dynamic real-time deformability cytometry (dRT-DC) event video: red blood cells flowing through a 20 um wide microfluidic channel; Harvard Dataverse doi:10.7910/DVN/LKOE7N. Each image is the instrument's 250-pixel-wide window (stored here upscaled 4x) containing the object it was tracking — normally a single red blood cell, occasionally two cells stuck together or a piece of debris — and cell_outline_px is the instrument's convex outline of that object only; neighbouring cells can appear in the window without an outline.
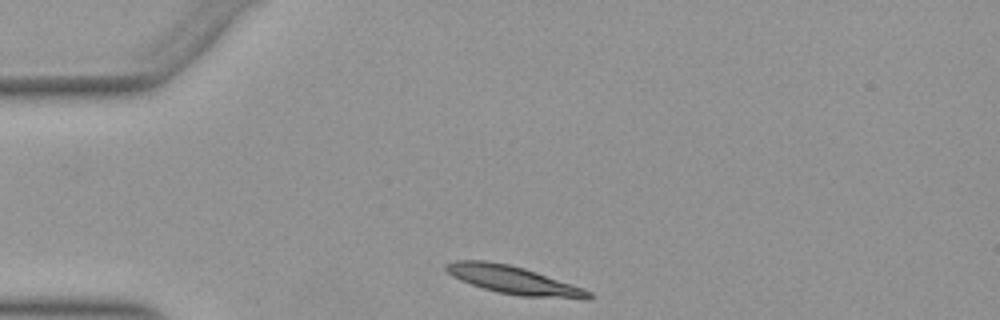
{"species": "Egyptian fruit bat (a non-hibernating species)", "species_latin": "Rousettus aegyptiacus", "temperature_condition": "warm", "stored_images_in_passage": 31, "camera_frame_rate_fps": 3000, "um_per_image_px": 0.085, "animal": {"sex": "female"}, "frame": {"image": 1, "passage_image": 1, "time_ms": 0.0, "image_size_px": [1000, 320], "cell_outline_px": [[592, 296], [588, 300], [584, 300], [520, 296], [496, 292], [460, 280], [452, 276], [444, 268], [444, 264], [456, 260], [484, 260], [508, 264], [524, 268], [584, 288], [592, 292]], "centroid_in_image_um": [43.69, 23.82], "position_along_channel_um": 41.3, "area_um2": 23.47}}
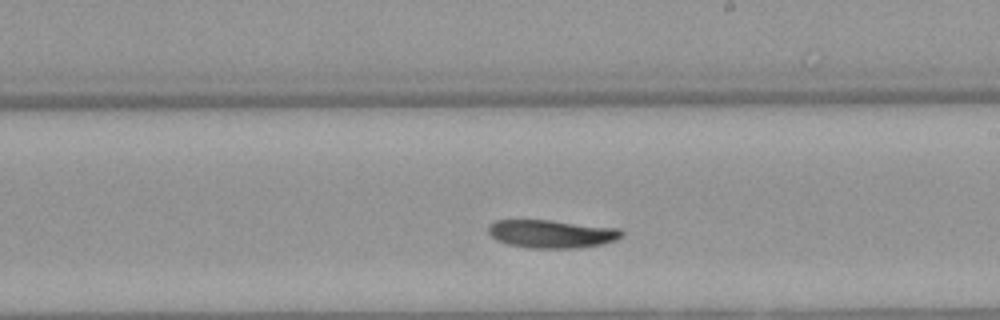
{"frame": {"image": 2, "passage_image": 19, "time_ms": 6.0, "image_size_px": [1000, 320], "cell_outline_px": [[624, 236], [616, 240], [604, 244], [580, 248], [528, 248], [508, 244], [496, 240], [488, 232], [488, 224], [496, 220], [552, 220], [620, 228], [624, 232]], "centroid_in_image_um": [46.93, 19.88], "position_along_channel_um": 242.1, "area_um2": 22.2}}
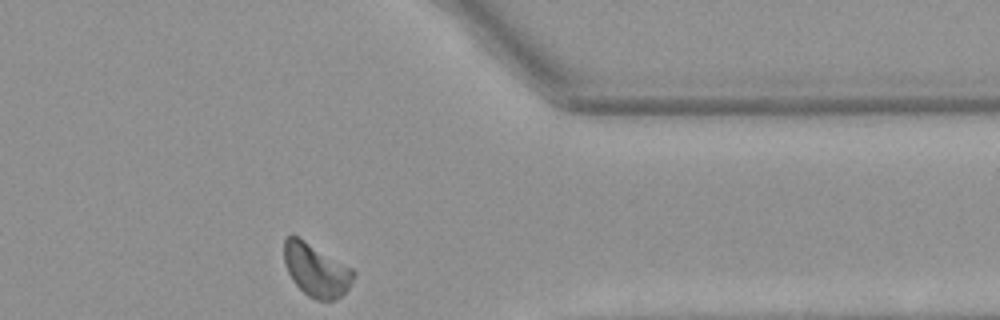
{"frame": {"image": 3, "passage_image": 31, "time_ms": 10.0, "image_size_px": [1000, 320], "cell_outline_px": [[356, 276], [348, 288], [340, 296], [332, 300], [316, 300], [308, 296], [292, 280], [284, 264], [284, 236], [292, 232], [352, 268], [356, 272]], "centroid_in_image_um": [26.84, 22.91], "position_along_channel_um": 384.6, "area_um2": 21.62}, "authors_computed_cell_mechanics": {"area_um2": 22.4264, "velocity_mm_per_s": 3.8698, "shape_relaxation_time_tau1_ms": 3.4764, "shape_relaxation_time_tau2_ms": null, "deformation_change_tau1": 0.1196, "deformation_change_tau2": null}}